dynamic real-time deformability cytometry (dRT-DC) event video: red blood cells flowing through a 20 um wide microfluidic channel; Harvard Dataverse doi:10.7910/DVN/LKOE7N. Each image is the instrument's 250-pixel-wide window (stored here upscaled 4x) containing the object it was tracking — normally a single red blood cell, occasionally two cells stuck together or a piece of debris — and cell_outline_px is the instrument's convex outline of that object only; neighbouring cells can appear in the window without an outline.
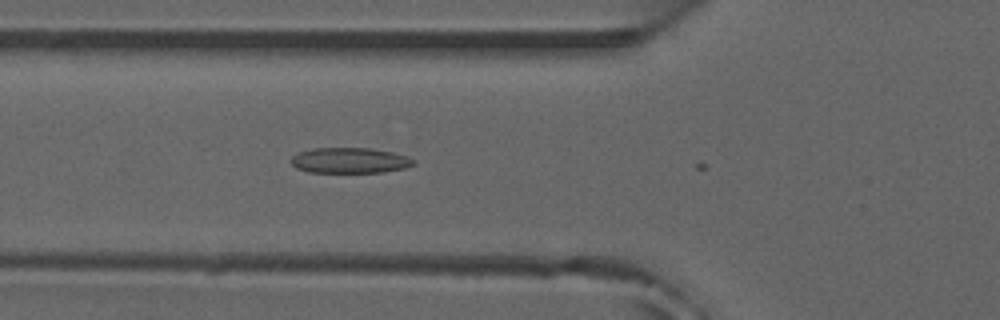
{"species": "common noctule bat (a hibernating species)", "species_latin": "Nyctalus noctula", "temperature_condition": "room temperature", "stored_images_in_passage": 8, "camera_frame_rate_fps": 3000, "um_per_image_px": 0.085, "animal": {"sex": "male", "forearm_length_mm": 52.5}, "frame": {"image": 1, "passage_image": 7, "time_ms": 2.0, "image_size_px": [1000, 320], "cell_outline_px": [[416, 164], [404, 168], [384, 172], [308, 172], [296, 168], [288, 160], [292, 156], [300, 152], [312, 148], [372, 148], [392, 152], [408, 156], [416, 160]], "centroid_in_image_um": [29.74, 13.63], "position_along_channel_um": 96.1, "area_um2": 18.38}}